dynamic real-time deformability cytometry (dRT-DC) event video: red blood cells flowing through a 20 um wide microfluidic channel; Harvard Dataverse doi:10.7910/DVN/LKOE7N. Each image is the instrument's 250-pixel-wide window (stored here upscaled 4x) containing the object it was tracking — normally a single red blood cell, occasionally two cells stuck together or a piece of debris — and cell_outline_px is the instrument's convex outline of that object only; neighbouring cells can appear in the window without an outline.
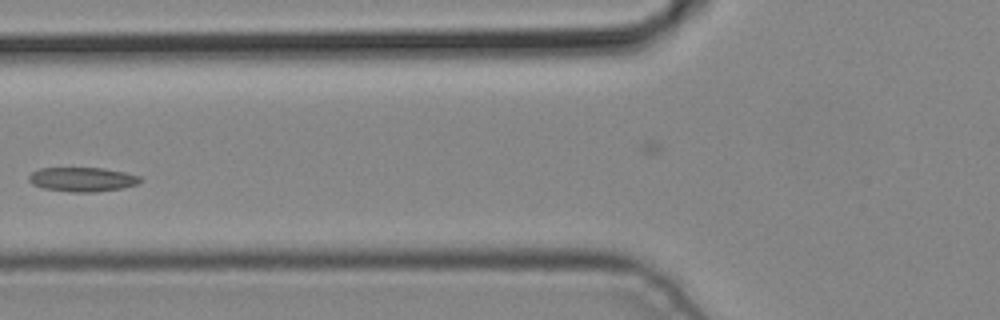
{"species": "common noctule bat (a hibernating species)", "species_latin": "Nyctalus noctula", "temperature_condition": "cold", "stored_images_in_passage": 5, "camera_frame_rate_fps": 3000, "um_per_image_px": 0.085, "animal": {"sex": "male", "body_mass_g": 19.2, "forearm_length_mm": 51.8}, "frame": {"image": 1, "passage_image": 5, "time_ms": 1.333, "image_size_px": [1000, 320], "cell_outline_px": [[140, 180], [136, 184], [124, 188], [96, 192], [72, 192], [44, 188], [32, 184], [28, 180], [28, 176], [32, 172], [40, 168], [104, 168], [124, 172], [140, 176]], "centroid_in_image_um": [6.99, 15.25], "position_along_channel_um": 118.8, "area_um2": 15.72}}